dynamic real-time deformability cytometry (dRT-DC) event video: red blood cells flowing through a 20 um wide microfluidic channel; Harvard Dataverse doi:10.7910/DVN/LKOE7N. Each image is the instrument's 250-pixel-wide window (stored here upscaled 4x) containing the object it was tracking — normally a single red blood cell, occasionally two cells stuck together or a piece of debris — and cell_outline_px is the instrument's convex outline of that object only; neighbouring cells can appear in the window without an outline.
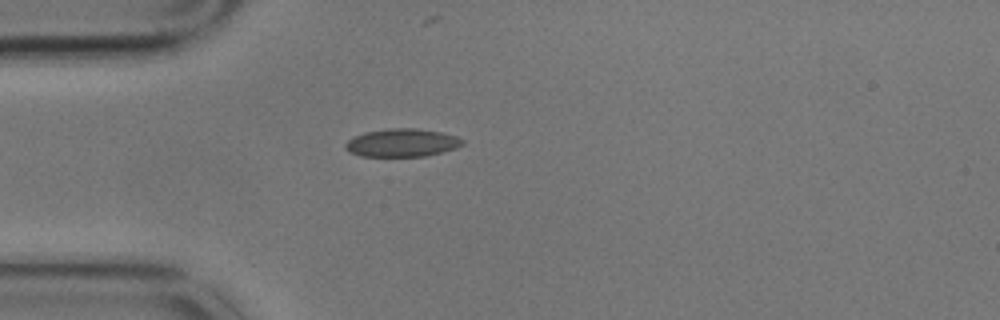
{"species": "common noctule bat (a hibernating species)", "species_latin": "Nyctalus noctula", "temperature_condition": "cold", "stored_images_in_passage": 5, "camera_frame_rate_fps": 3000, "um_per_image_px": 0.085, "animal": {"sex": "male", "body_mass_g": 17.9}, "frame": {"image": 1, "passage_image": 5, "time_ms": 1.333, "image_size_px": [1000, 320], "cell_outline_px": [[464, 144], [456, 148], [424, 156], [360, 156], [348, 152], [344, 148], [344, 144], [348, 140], [364, 132], [388, 128], [416, 128], [440, 132], [456, 136], [464, 140]], "centroid_in_image_um": [34.14, 12.13], "position_along_channel_um": 50.9, "area_um2": 19.13}}